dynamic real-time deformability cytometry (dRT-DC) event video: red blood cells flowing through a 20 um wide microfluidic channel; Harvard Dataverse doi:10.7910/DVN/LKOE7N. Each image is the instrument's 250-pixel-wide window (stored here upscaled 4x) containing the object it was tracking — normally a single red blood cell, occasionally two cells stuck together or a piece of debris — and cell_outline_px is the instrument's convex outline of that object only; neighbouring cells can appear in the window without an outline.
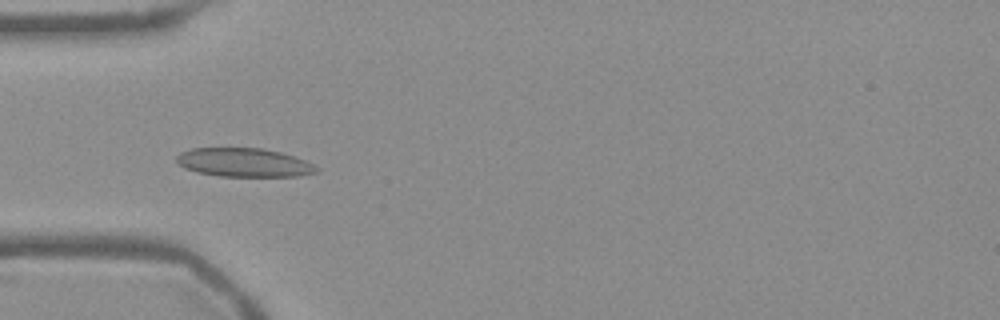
{"species": "Egyptian fruit bat (a non-hibernating species)", "species_latin": "Rousettus aegyptiacus", "temperature_condition": "warm", "stored_images_in_passage": 53, "camera_frame_rate_fps": 3000, "um_per_image_px": 0.085, "frame": {"image": 1, "passage_image": 16, "time_ms": 5.0, "image_size_px": [1000, 320], "cell_outline_px": [[320, 172], [296, 176], [220, 176], [196, 172], [184, 168], [176, 164], [176, 156], [180, 152], [192, 148], [264, 148], [280, 152], [304, 160], [320, 168]], "centroid_in_image_um": [20.71, 13.81], "position_along_channel_um": 64.3, "area_um2": 23.52}}
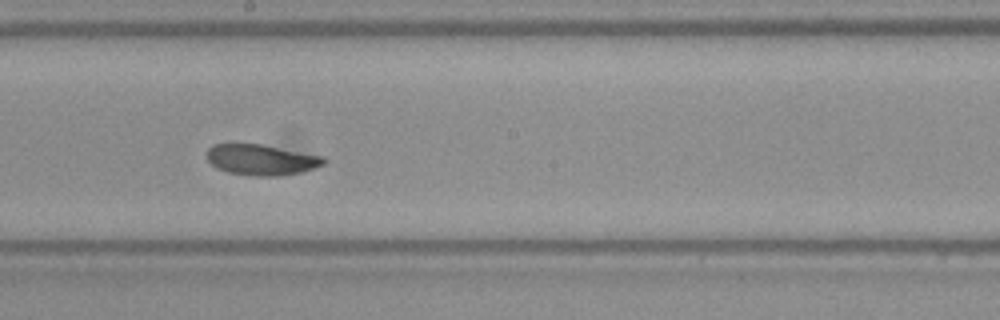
{"frame": {"image": 2, "passage_image": 29, "time_ms": 9.333, "image_size_px": [1000, 320], "cell_outline_px": [[328, 160], [324, 164], [300, 172], [276, 176], [252, 176], [228, 172], [216, 168], [208, 160], [208, 148], [212, 144], [260, 144], [324, 156]], "centroid_in_image_um": [22.22, 13.58], "position_along_channel_um": 226.0, "area_um2": 20.81}}
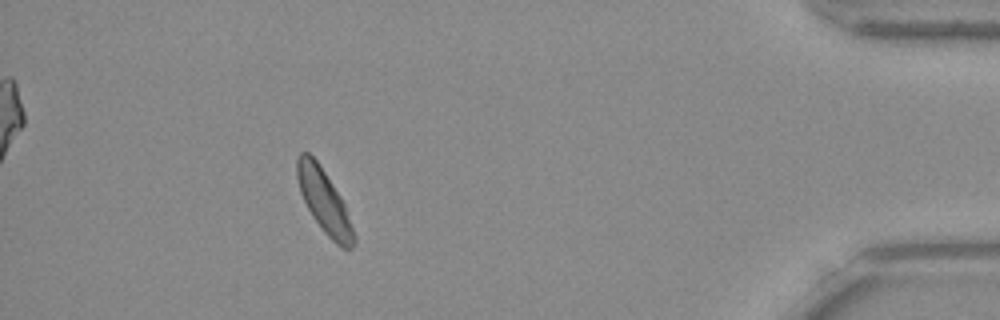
{"frame": {"image": 3, "passage_image": 48, "time_ms": 15.667, "image_size_px": [1000, 320], "cell_outline_px": [[356, 244], [352, 248], [340, 248], [324, 232], [312, 216], [300, 192], [296, 176], [296, 160], [300, 152], [308, 152], [316, 160], [340, 196], [344, 204], [356, 240]], "centroid_in_image_um": [27.53, 17.12], "position_along_channel_um": 407.7, "area_um2": 20.58}}